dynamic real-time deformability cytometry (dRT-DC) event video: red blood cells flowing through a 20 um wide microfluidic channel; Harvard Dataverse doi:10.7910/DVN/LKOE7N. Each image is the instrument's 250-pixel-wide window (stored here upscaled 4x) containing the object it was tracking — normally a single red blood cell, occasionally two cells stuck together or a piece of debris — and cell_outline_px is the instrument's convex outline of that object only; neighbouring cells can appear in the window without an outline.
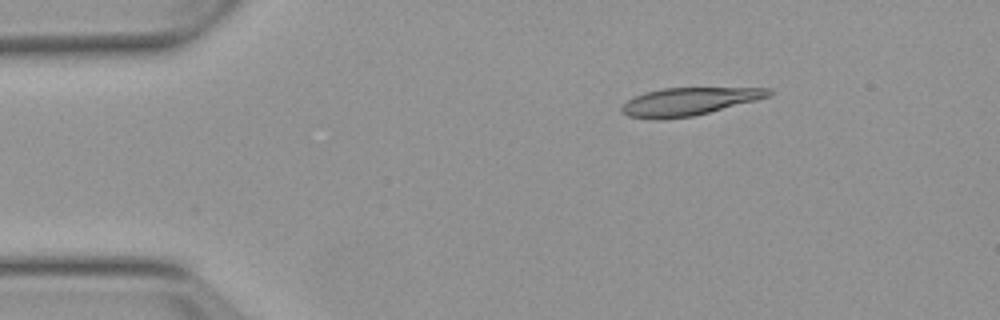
{"species": "Egyptian fruit bat (a non-hibernating species)", "species_latin": "Rousettus aegyptiacus", "temperature_condition": "warm", "stored_images_in_passage": 3, "camera_frame_rate_fps": 3000, "um_per_image_px": 0.085, "animal": {"sex": "female"}, "frame": {"image": 1, "passage_image": 1, "time_ms": 0.0, "image_size_px": [1000, 320], "cell_outline_px": [[772, 92], [768, 96], [756, 100], [692, 116], [660, 120], [656, 120], [628, 116], [620, 112], [620, 108], [628, 100], [644, 92], [664, 88], [772, 88]], "centroid_in_image_um": [58.5, 8.63], "position_along_channel_um": 26.5, "area_um2": 23.58}}